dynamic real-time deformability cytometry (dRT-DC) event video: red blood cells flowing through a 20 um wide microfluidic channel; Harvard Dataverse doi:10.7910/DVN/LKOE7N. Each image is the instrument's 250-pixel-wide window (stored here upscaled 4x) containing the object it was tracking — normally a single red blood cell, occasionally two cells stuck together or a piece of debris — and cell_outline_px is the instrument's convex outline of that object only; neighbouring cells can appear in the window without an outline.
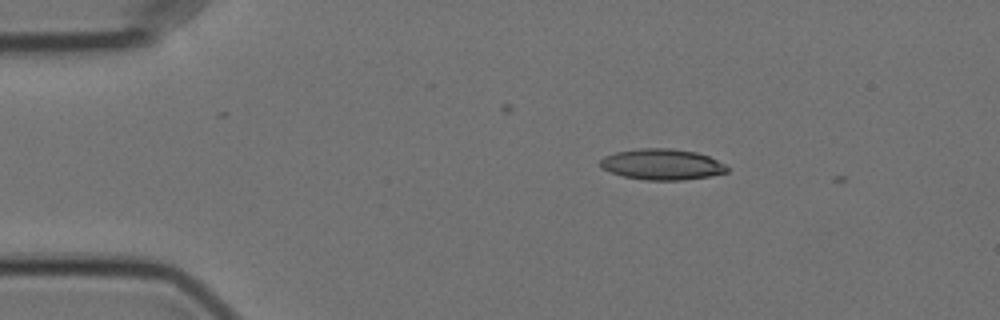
{"species": "Egyptian fruit bat (a non-hibernating species)", "species_latin": "Rousettus aegyptiacus", "temperature_condition": "cold", "stored_images_in_passage": 4, "camera_frame_rate_fps": 3000, "um_per_image_px": 0.085, "animal": {"sex": "female"}, "frame": {"image": 1, "passage_image": 2, "time_ms": 0.333, "image_size_px": [1000, 320], "cell_outline_px": [[728, 172], [708, 176], [680, 180], [644, 180], [624, 176], [600, 168], [600, 160], [604, 156], [616, 152], [640, 148], [672, 148], [696, 152], [708, 156], [724, 164], [728, 168]], "centroid_in_image_um": [56.25, 13.96], "position_along_channel_um": 28.8, "area_um2": 22.72}}